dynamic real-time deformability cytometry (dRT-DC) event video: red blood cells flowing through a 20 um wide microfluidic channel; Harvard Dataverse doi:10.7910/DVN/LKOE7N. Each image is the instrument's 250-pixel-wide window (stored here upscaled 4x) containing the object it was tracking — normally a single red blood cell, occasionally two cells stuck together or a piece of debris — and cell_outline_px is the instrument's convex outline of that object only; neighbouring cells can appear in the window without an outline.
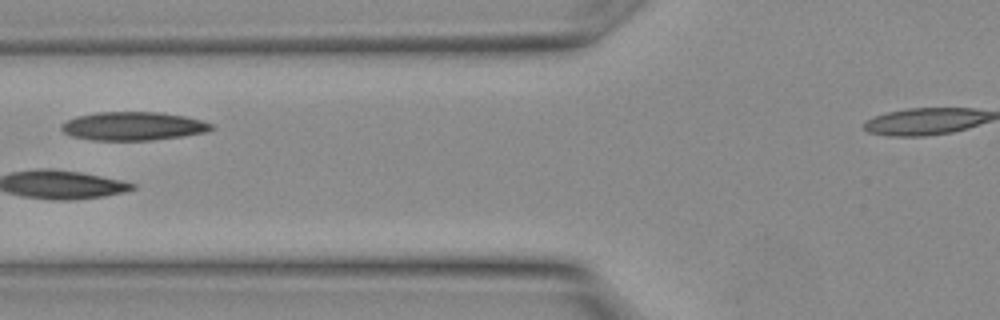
{"species": "Egyptian fruit bat (a non-hibernating species)", "species_latin": "Rousettus aegyptiacus", "temperature_condition": "warm", "stored_images_in_passage": 25, "camera_frame_rate_fps": 3000, "um_per_image_px": 0.085, "animal": {"sex": "female"}, "frame": {"image": 1, "passage_image": 8, "time_ms": 2.333, "image_size_px": [1000, 320], "cell_outline_px": [[216, 128], [208, 132], [184, 136], [152, 140], [92, 140], [72, 136], [64, 132], [60, 128], [60, 124], [76, 116], [96, 112], [160, 112], [184, 116], [200, 120], [212, 124]], "centroid_in_image_um": [11.33, 10.72], "position_along_channel_um": 114.5, "area_um2": 25.03}}